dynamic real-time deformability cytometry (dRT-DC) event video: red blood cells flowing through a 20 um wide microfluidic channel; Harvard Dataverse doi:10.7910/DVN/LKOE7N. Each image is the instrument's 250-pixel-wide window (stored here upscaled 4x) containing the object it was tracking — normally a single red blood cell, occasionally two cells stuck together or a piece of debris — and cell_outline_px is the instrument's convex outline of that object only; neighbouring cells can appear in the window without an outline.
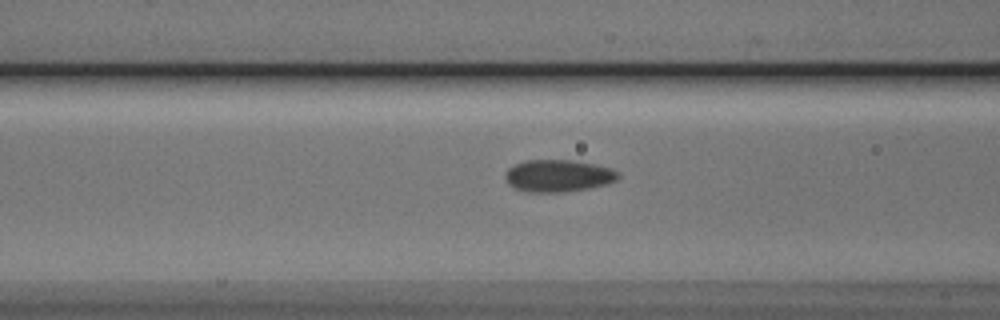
{"species": "Egyptian fruit bat (a non-hibernating species)", "species_latin": "Rousettus aegyptiacus", "temperature_condition": "cold", "stored_images_in_passage": 33, "camera_frame_rate_fps": 3000, "um_per_image_px": 0.085, "animal": {"sex": "male"}, "frame": {"image": 1, "passage_image": 11, "time_ms": 3.333, "image_size_px": [1000, 320], "cell_outline_px": [[620, 176], [616, 180], [608, 184], [588, 188], [564, 192], [528, 192], [512, 188], [508, 184], [504, 176], [508, 168], [516, 164], [528, 160], [572, 160], [596, 164], [612, 168], [620, 172]], "centroid_in_image_um": [47.46, 14.94], "position_along_channel_um": 119.1, "area_um2": 21.39}}
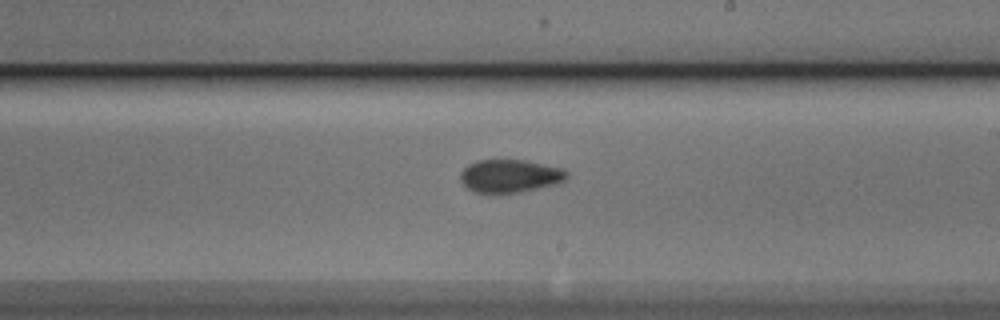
{"frame": {"image": 2, "passage_image": 21, "time_ms": 6.667, "image_size_px": [1000, 320], "cell_outline_px": [[568, 176], [564, 180], [556, 184], [520, 192], [472, 192], [460, 180], [460, 172], [468, 164], [476, 160], [524, 160], [564, 168], [568, 172]], "centroid_in_image_um": [43.35, 14.94], "position_along_channel_um": 245.7, "area_um2": 20.4}}
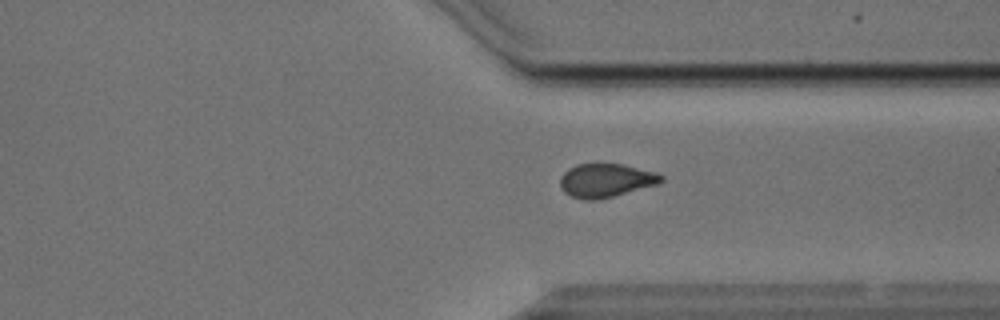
{"frame": {"image": 3, "passage_image": 30, "time_ms": 9.667, "image_size_px": [1000, 320], "cell_outline_px": [[664, 180], [660, 184], [596, 200], [588, 200], [572, 196], [564, 192], [560, 184], [560, 176], [568, 168], [576, 164], [624, 164], [656, 172], [664, 176]], "centroid_in_image_um": [51.53, 15.32], "position_along_channel_um": 359.9, "area_um2": 19.83}}